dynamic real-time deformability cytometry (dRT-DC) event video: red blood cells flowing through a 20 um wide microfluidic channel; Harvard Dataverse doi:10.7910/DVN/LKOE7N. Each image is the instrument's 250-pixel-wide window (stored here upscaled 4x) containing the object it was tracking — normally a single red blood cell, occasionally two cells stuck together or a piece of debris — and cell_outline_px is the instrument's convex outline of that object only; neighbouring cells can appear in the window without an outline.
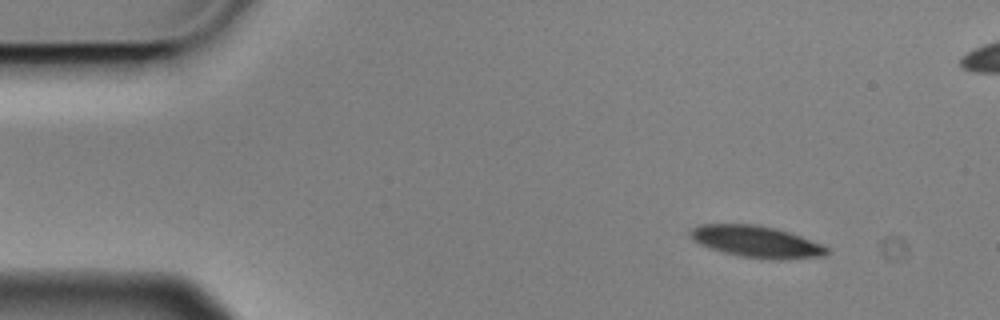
{"species": "Egyptian fruit bat (a non-hibernating species)", "species_latin": "Rousettus aegyptiacus", "temperature_condition": "cold", "stored_images_in_passage": 14, "segment_of_instrument_passage": [1, 2], "camera_frame_rate_fps": 3000, "um_per_image_px": 0.085, "animal": {"sex": "male"}, "frame": {"image": 1, "passage_image": 1, "time_ms": 0.0, "image_size_px": [1000, 320], "cell_outline_px": [[828, 256], [784, 260], [772, 260], [740, 256], [724, 252], [700, 244], [692, 240], [688, 236], [688, 232], [692, 228], [700, 224], [756, 224], [776, 228], [800, 236], [820, 244], [828, 248]], "centroid_in_image_um": [64.29, 20.55], "position_along_channel_um": 20.7, "area_um2": 25.32}}
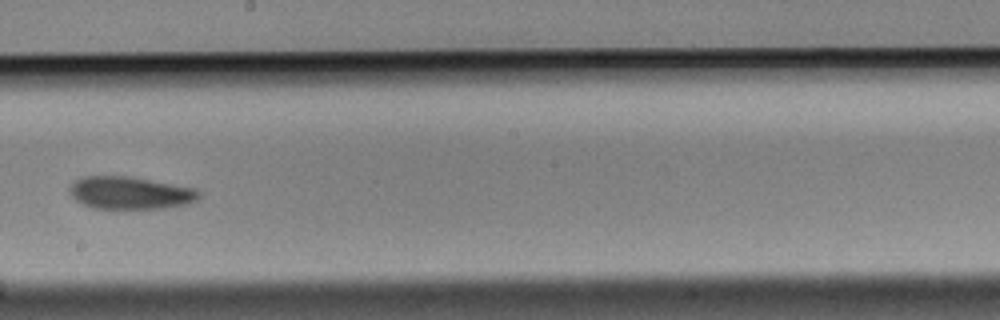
{"frame": {"image": 2, "passage_image": 7, "time_ms": 2.0, "image_size_px": [1000, 320], "cell_outline_px": [[200, 196], [196, 200], [188, 204], [164, 208], [92, 208], [76, 200], [72, 196], [68, 188], [76, 180], [84, 176], [128, 176], [196, 188], [200, 192]], "centroid_in_image_um": [11.08, 16.39], "position_along_channel_um": 237.1, "area_um2": 24.39}}
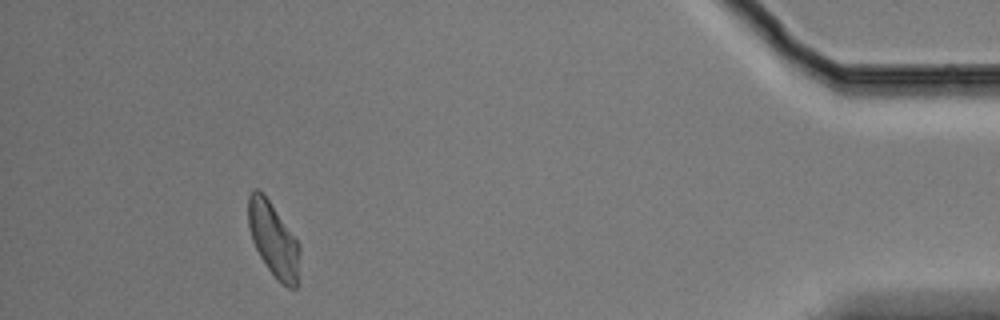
{"frame": {"image": 3, "passage_image": 12, "time_ms": 3.667, "image_size_px": [1000, 320], "cell_outline_px": [[300, 252], [296, 288], [288, 288], [268, 268], [260, 256], [252, 240], [248, 224], [248, 196], [256, 188], [264, 192], [300, 244]], "centroid_in_image_um": [23.24, 20.3], "position_along_channel_um": 412.0, "area_um2": 22.02}}